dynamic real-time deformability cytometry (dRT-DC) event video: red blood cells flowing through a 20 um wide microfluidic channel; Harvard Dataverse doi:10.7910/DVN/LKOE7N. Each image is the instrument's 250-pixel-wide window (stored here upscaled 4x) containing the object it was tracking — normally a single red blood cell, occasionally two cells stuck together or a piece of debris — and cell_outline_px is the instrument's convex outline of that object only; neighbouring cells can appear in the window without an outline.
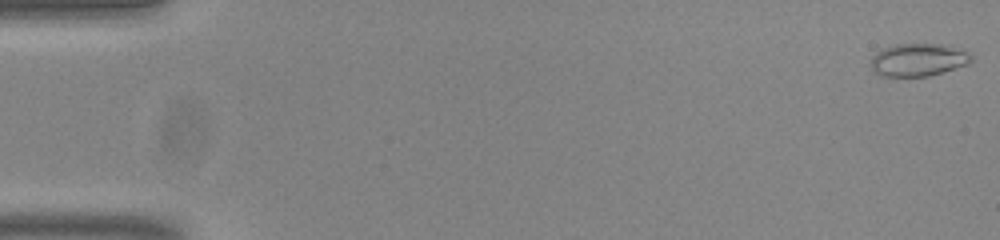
{"species": "common noctule bat (a hibernating species)", "species_latin": "Nyctalus noctula", "temperature_condition": "room temperature", "stored_images_in_passage": 54, "camera_frame_rate_fps": 3000, "um_per_image_px": 0.085, "animal": {"sex": "male", "body_mass_g": 20.0, "forearm_length_mm": 53.3}, "frame": {"image": 1, "passage_image": 1, "time_ms": 0.0, "image_size_px": [1000, 240], "cell_outline_px": [[972, 60], [968, 64], [928, 76], [880, 76], [868, 64], [872, 56], [876, 52], [884, 48], [896, 44], [948, 44], [968, 52], [972, 56]], "centroid_in_image_um": [78.03, 5.07], "position_along_channel_um": 7.0, "area_um2": 19.25}}
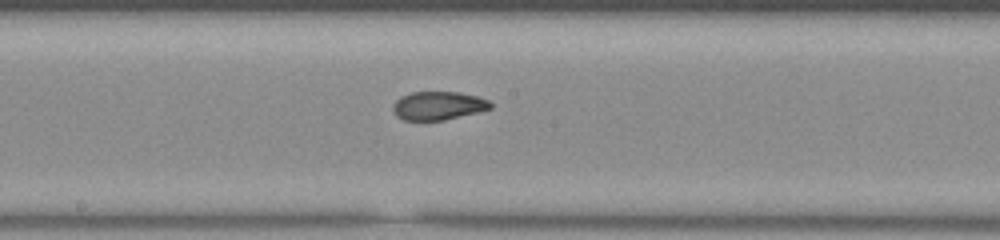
{"frame": {"image": 2, "passage_image": 29, "time_ms": 9.333, "image_size_px": [1000, 240], "cell_outline_px": [[492, 108], [444, 120], [404, 120], [396, 116], [392, 108], [392, 104], [400, 96], [412, 92], [460, 92], [476, 96], [488, 100], [492, 104]], "centroid_in_image_um": [37.21, 8.97], "position_along_channel_um": 211.0, "area_um2": 16.13}}
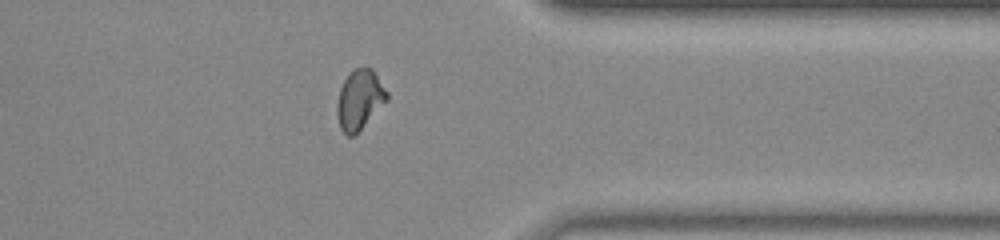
{"frame": {"image": 3, "passage_image": 43, "time_ms": 14.0, "image_size_px": [1000, 240], "cell_outline_px": [[388, 100], [356, 136], [348, 136], [340, 128], [336, 112], [336, 104], [340, 88], [348, 72], [356, 68], [372, 68], [388, 92]], "centroid_in_image_um": [30.56, 8.5], "position_along_channel_um": 380.8, "area_um2": 17.69}, "authors_computed_cell_mechanics": {"area_um2": 17.2822, "velocity_mm_per_s": 3.8314, "shape_relaxation_time_tau1_ms": 10.846, "shape_relaxation_time_tau2_ms": 1.2161, "deformation_change_tau1": 0.2887, "deformation_change_tau2": 0.0691}}